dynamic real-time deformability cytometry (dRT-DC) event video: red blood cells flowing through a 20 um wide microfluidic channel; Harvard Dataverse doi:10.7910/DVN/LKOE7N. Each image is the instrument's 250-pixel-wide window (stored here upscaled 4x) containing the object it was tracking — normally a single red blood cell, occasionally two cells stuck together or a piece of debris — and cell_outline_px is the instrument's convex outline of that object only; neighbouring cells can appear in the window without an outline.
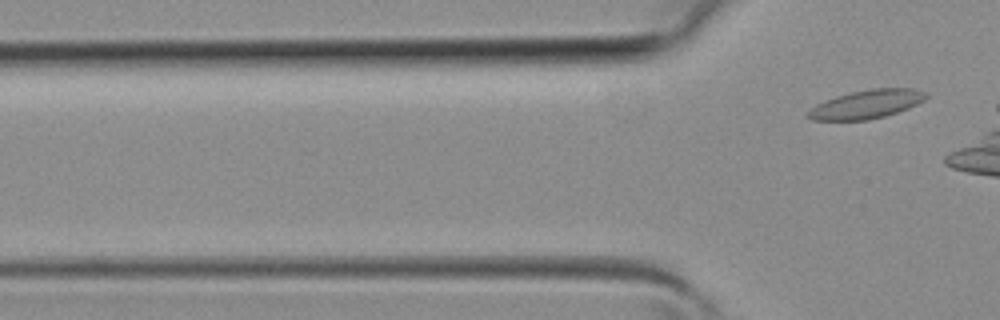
{"species": "common noctule bat (a hibernating species)", "species_latin": "Nyctalus noctula", "temperature_condition": "room temperature", "stored_images_in_passage": 3, "camera_frame_rate_fps": 3000, "um_per_image_px": 0.085, "animal": {"sex": "female", "body_mass_g": 19.3, "forearm_length_mm": 54.1}, "frame": {"image": 1, "passage_image": 3, "time_ms": 0.667, "image_size_px": [1000, 320], "cell_outline_px": [[928, 96], [924, 100], [908, 108], [884, 116], [868, 120], [812, 120], [808, 116], [808, 112], [816, 104], [824, 100], [836, 96], [852, 92], [872, 88], [916, 88], [928, 92]], "centroid_in_image_um": [73.69, 8.85], "position_along_channel_um": 52.1, "area_um2": 19.59}}